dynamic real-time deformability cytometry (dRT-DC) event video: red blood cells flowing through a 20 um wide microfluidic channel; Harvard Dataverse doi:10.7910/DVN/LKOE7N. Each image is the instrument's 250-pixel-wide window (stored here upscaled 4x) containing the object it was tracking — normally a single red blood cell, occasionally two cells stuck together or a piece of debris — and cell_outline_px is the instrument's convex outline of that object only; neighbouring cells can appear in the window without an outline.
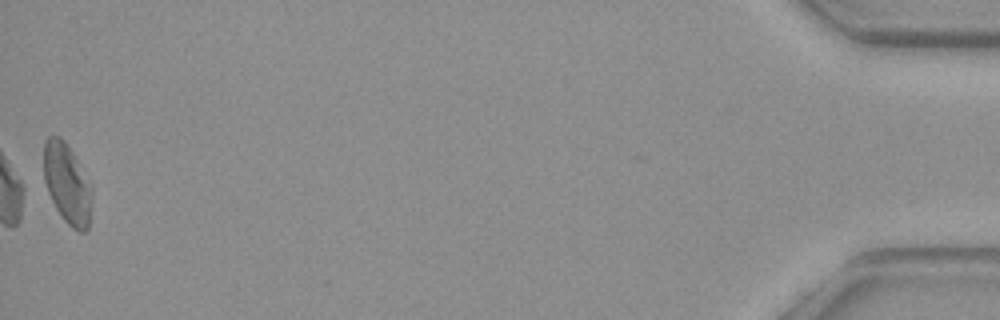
{"species": "common noctule bat (a hibernating species)", "species_latin": "Nyctalus noctula", "temperature_condition": "warm", "stored_images_in_passage": 41, "camera_frame_rate_fps": 3000, "um_per_image_px": 0.085, "animal": {"sex": "female", "body_mass_g": 29.2, "forearm_length_mm": 56.3}, "frame": {"image": 1, "passage_image": 41, "time_ms": 13.333, "image_size_px": [1000, 320], "cell_outline_px": [[92, 200], [88, 228], [84, 232], [80, 232], [72, 228], [64, 220], [56, 208], [48, 192], [44, 180], [44, 140], [48, 136], [60, 136], [64, 140], [72, 152], [92, 188]], "centroid_in_image_um": [5.7, 15.62], "position_along_channel_um": 429.5, "area_um2": 22.31}}